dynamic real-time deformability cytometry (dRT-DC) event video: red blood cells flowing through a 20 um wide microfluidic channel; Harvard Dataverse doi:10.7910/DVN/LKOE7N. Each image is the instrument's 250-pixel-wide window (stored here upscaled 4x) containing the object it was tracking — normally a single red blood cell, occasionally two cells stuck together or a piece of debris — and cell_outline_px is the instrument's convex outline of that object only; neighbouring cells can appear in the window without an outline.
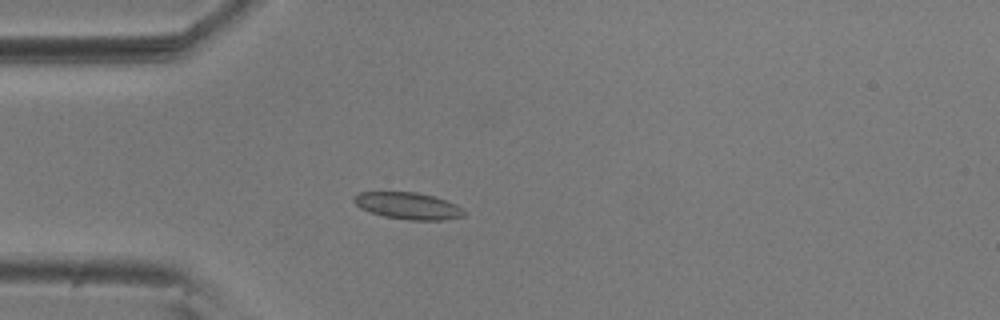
{"species": "common noctule bat (a hibernating species)", "species_latin": "Nyctalus noctula", "temperature_condition": "room temperature", "stored_images_in_passage": 55, "camera_frame_rate_fps": 3000, "um_per_image_px": 0.085, "animal": {"sex": "male", "body_mass_g": 20.5, "forearm_length_mm": 52.5}, "frame": {"image": 1, "passage_image": 15, "time_ms": 4.667, "image_size_px": [1000, 320], "cell_outline_px": [[468, 212], [464, 216], [444, 220], [408, 220], [384, 216], [360, 208], [352, 200], [352, 196], [360, 192], [416, 192], [436, 196], [456, 204]], "centroid_in_image_um": [34.72, 17.49], "position_along_channel_um": 50.3, "area_um2": 17.4}}
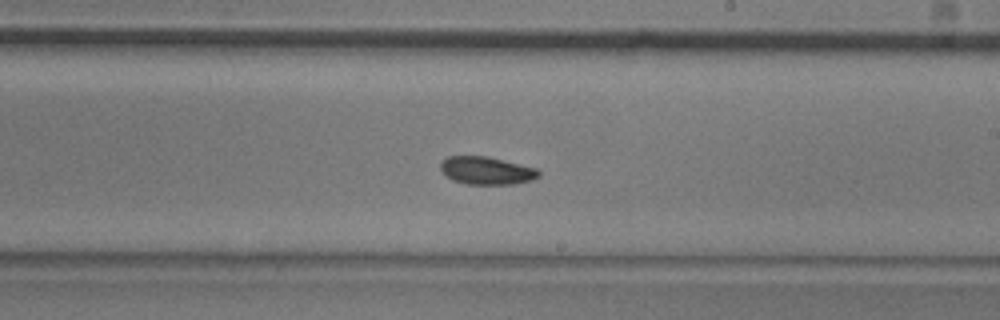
{"frame": {"image": 2, "passage_image": 32, "time_ms": 10.333, "image_size_px": [1000, 320], "cell_outline_px": [[540, 176], [532, 180], [512, 184], [464, 184], [452, 180], [440, 168], [440, 164], [448, 156], [488, 156], [536, 168], [540, 172]], "centroid_in_image_um": [41.37, 14.5], "position_along_channel_um": 247.6, "area_um2": 15.84}}
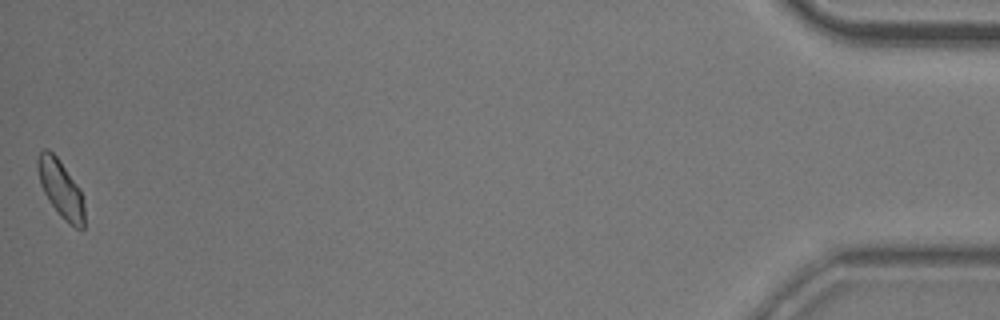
{"frame": {"image": 3, "passage_image": 55, "time_ms": 18.0, "image_size_px": [1000, 320], "cell_outline_px": [[84, 228], [76, 228], [68, 224], [60, 216], [48, 200], [40, 184], [36, 164], [36, 160], [40, 152], [44, 148], [48, 148], [56, 156], [80, 188], [84, 200]], "centroid_in_image_um": [5.16, 16.05], "position_along_channel_um": 430.0, "area_um2": 15.78}, "authors_computed_cell_mechanics": {"area_um2": 16.1262, "velocity_mm_per_s": 3.6448, "shape_relaxation_time_tau1_ms": 3.9185, "shape_relaxation_time_tau2_ms": 4.8824, "deformation_change_tau1": 0.0847, "deformation_change_tau2": 0.0653}}